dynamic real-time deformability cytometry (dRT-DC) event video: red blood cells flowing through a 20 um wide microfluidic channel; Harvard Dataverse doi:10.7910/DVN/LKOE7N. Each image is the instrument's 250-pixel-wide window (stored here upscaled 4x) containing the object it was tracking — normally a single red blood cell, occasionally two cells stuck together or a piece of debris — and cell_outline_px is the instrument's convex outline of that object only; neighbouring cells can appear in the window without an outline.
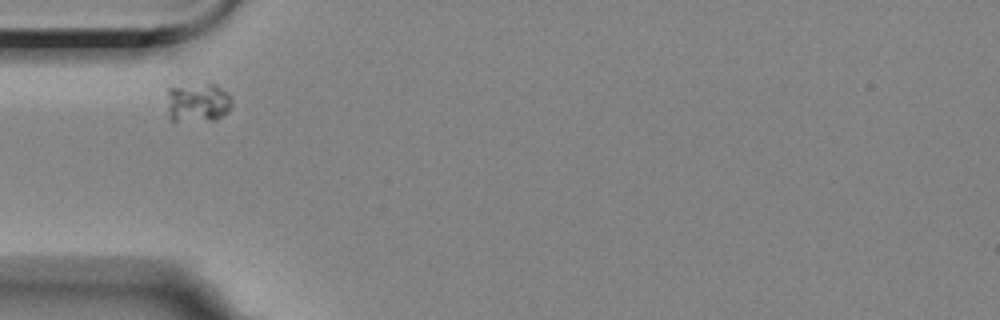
{"species": "Egyptian fruit bat (a non-hibernating species)", "species_latin": "Rousettus aegyptiacus", "temperature_condition": "room temperature", "stored_images_in_passage": 4, "camera_frame_rate_fps": 3000, "um_per_image_px": 0.085, "animal": {"sex": "female"}, "frame": {"image": 1, "passage_image": 1, "time_ms": 0.0, "image_size_px": [1000, 320], "cell_outline_px": [[232, 108], [228, 112], [216, 120], [172, 124], [168, 120], [168, 88], [208, 84], [212, 84], [220, 88], [232, 96]], "centroid_in_image_um": [16.79, 8.81], "position_along_channel_um": 68.2, "area_um2": 15.32}}
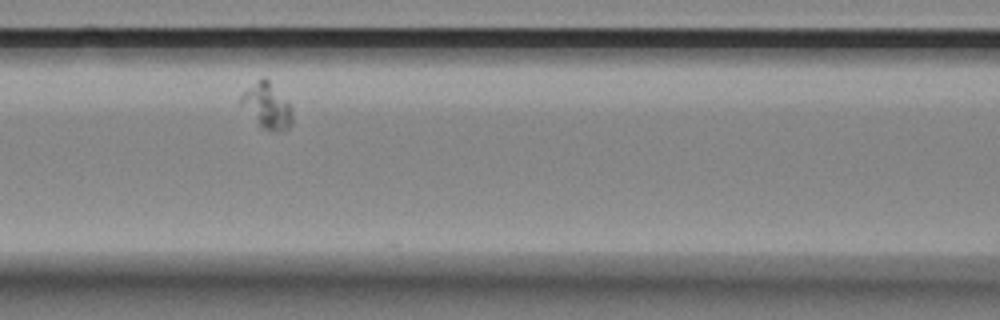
{"frame": {"image": 2, "passage_image": 3, "time_ms": 2.333, "image_size_px": [1000, 320], "cell_outline_px": [[292, 124], [288, 128], [280, 132], [268, 132], [240, 104], [240, 96], [260, 76], [264, 76], [268, 80], [292, 108]], "centroid_in_image_um": [22.71, 9.0], "position_along_channel_um": 143.9, "area_um2": 13.29}}
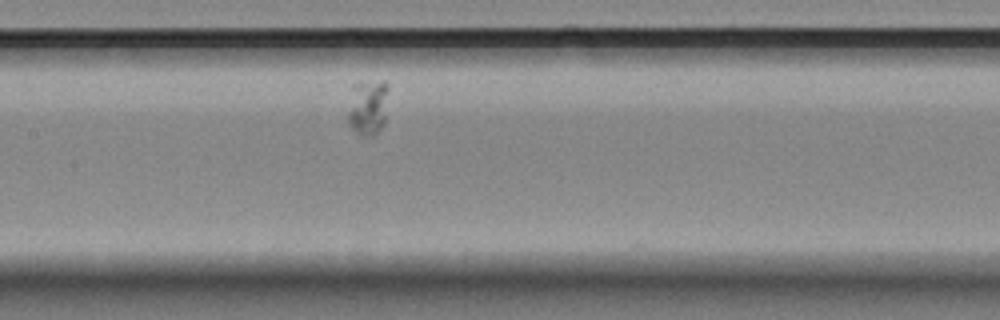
{"frame": {"image": 3, "passage_image": 4, "time_ms": 3.333, "image_size_px": [1000, 320], "cell_outline_px": [[388, 88], [384, 124], [376, 136], [364, 136], [356, 132], [348, 124], [348, 112], [352, 84], [384, 80], [388, 84]], "centroid_in_image_um": [31.28, 9.12], "position_along_channel_um": 176.1, "area_um2": 13.35}}